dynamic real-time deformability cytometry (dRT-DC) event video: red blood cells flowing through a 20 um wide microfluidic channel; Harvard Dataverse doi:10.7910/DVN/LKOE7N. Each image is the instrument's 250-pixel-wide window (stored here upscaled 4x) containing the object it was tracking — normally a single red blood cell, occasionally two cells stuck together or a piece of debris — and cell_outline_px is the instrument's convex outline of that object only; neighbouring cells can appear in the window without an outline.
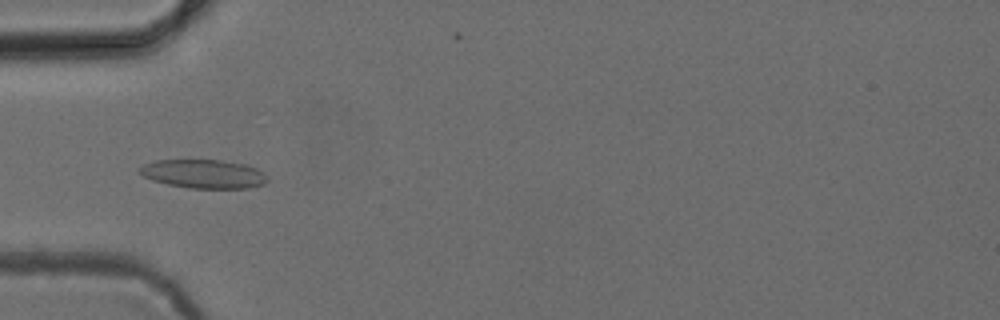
{"species": "common noctule bat (a hibernating species)", "species_latin": "Nyctalus noctula", "temperature_condition": "cold", "stored_images_in_passage": 37, "camera_frame_rate_fps": 3000, "um_per_image_px": 0.085, "animal": {"sex": "female", "body_mass_g": 24.6, "forearm_length_mm": 56.2}, "frame": {"image": 1, "passage_image": 11, "time_ms": 3.333, "image_size_px": [1000, 320], "cell_outline_px": [[268, 180], [264, 184], [248, 188], [188, 188], [168, 184], [152, 180], [144, 176], [136, 168], [144, 164], [156, 160], [220, 160], [248, 164], [264, 172], [268, 176]], "centroid_in_image_um": [17.33, 14.78], "position_along_channel_um": 67.7, "area_um2": 21.56}}
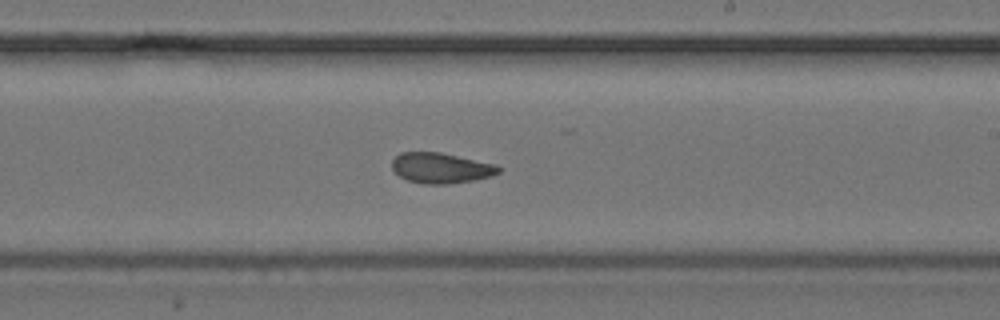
{"frame": {"image": 2, "passage_image": 25, "time_ms": 8.0, "image_size_px": [1000, 320], "cell_outline_px": [[500, 172], [492, 176], [472, 180], [448, 184], [424, 184], [408, 180], [400, 176], [392, 168], [392, 160], [400, 152], [440, 152], [496, 164], [500, 168]], "centroid_in_image_um": [37.48, 14.27], "position_along_channel_um": 251.5, "area_um2": 18.84}}
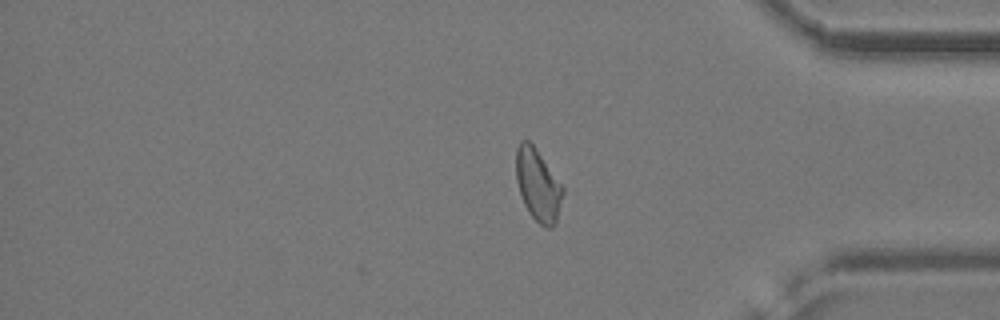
{"frame": {"image": 3, "passage_image": 37, "time_ms": 12.0, "image_size_px": [1000, 320], "cell_outline_px": [[564, 192], [556, 224], [548, 228], [544, 228], [528, 212], [524, 204], [516, 180], [516, 148], [520, 140], [528, 140], [532, 144], [564, 188]], "centroid_in_image_um": [45.72, 15.75], "position_along_channel_um": 389.5, "area_um2": 19.48}, "authors_computed_cell_mechanics": {"area_um2": 19.652, "velocity_mm_per_s": 3.9357, "shape_relaxation_time_tau1_ms": null, "shape_relaxation_time_tau2_ms": 1.6887, "deformation_change_tau1": null, "deformation_change_tau2": 0.073}}